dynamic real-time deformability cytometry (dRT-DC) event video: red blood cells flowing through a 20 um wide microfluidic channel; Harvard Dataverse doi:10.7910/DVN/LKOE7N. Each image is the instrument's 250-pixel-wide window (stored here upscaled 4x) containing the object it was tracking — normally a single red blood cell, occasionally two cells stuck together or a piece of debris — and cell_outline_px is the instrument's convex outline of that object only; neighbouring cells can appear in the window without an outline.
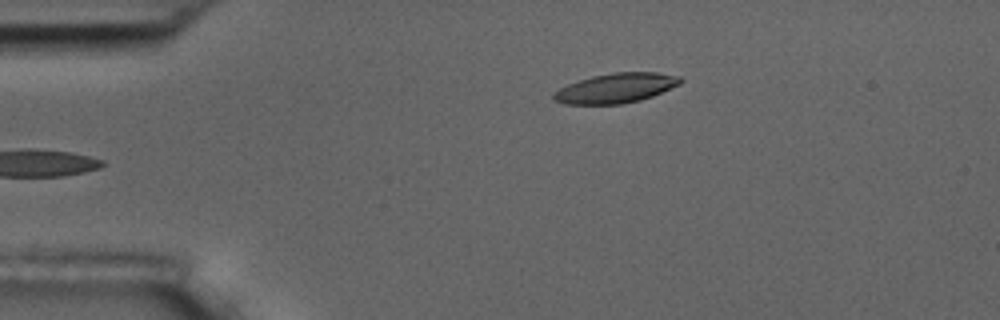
{"species": "common noctule bat (a hibernating species)", "species_latin": "Nyctalus noctula", "temperature_condition": "room temperature", "stored_images_in_passage": 6, "camera_frame_rate_fps": 3000, "um_per_image_px": 0.085, "animal": {"sex": "male", "body_mass_g": 17.5, "forearm_length_mm": 52.3}, "frame": {"image": 1, "passage_image": 6, "time_ms": 6.0, "image_size_px": [1000, 320], "cell_outline_px": [[684, 80], [680, 84], [652, 96], [640, 100], [620, 104], [564, 104], [552, 100], [552, 92], [568, 84], [592, 76], [612, 72], [656, 72], [680, 76]], "centroid_in_image_um": [52.33, 7.49], "position_along_channel_um": 32.7, "area_um2": 22.02}}